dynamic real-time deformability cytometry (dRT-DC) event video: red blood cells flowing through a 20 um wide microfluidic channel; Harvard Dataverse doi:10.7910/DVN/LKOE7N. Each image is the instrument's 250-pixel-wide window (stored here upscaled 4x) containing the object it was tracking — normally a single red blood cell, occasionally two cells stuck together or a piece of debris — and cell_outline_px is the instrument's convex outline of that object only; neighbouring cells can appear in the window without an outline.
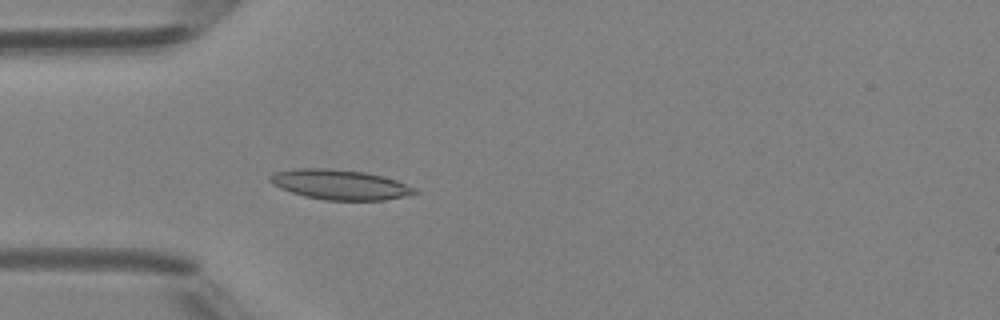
{"species": "Egyptian fruit bat (a non-hibernating species)", "species_latin": "Rousettus aegyptiacus", "temperature_condition": "room temperature", "stored_images_in_passage": 4, "camera_frame_rate_fps": 3000, "um_per_image_px": 0.085, "animal": {"sex": "female"}, "frame": {"image": 1, "passage_image": 4, "time_ms": 3.333, "image_size_px": [1000, 320], "cell_outline_px": [[420, 192], [404, 196], [384, 200], [324, 200], [304, 196], [280, 188], [272, 184], [268, 180], [268, 176], [276, 172], [300, 168], [328, 168], [364, 172], [384, 176], [396, 180], [416, 188]], "centroid_in_image_um": [28.89, 15.69], "position_along_channel_um": 56.1, "area_um2": 25.26}}